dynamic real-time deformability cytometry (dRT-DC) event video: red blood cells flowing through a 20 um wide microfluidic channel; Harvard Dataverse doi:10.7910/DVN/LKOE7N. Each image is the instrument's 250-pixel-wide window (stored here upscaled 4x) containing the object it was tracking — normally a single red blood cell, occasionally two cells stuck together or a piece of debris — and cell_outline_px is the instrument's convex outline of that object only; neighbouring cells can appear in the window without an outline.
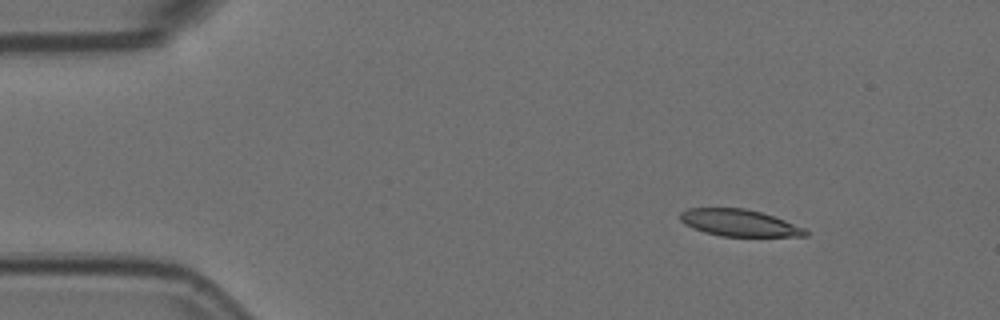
{"species": "Egyptian fruit bat (a non-hibernating species)", "species_latin": "Rousettus aegyptiacus", "temperature_condition": "room temperature", "stored_images_in_passage": 3, "camera_frame_rate_fps": 3000, "um_per_image_px": 0.085, "animal": {"sex": "female"}, "frame": {"image": 1, "passage_image": 1, "time_ms": 0.0, "image_size_px": [1000, 320], "cell_outline_px": [[808, 236], [720, 236], [704, 232], [692, 228], [684, 224], [680, 220], [680, 212], [688, 208], [744, 208], [760, 212], [784, 220], [804, 228], [808, 232]], "centroid_in_image_um": [62.79, 18.94], "position_along_channel_um": 22.2, "area_um2": 19.48}}